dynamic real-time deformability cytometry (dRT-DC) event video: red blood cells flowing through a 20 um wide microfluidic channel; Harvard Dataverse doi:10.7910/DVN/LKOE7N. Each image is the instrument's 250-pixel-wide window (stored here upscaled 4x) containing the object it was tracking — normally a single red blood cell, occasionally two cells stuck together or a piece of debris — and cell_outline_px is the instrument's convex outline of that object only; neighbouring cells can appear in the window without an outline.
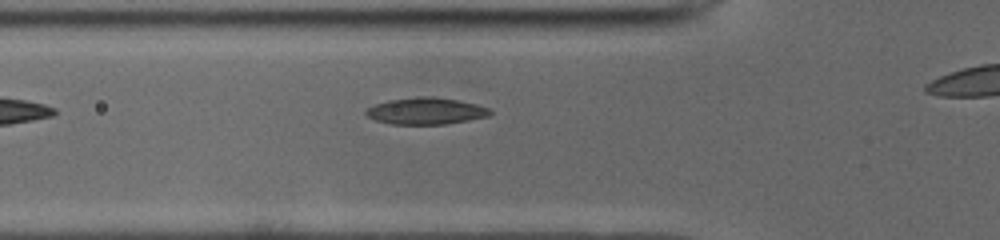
{"species": "common noctule bat (a hibernating species)", "species_latin": "Nyctalus noctula", "temperature_condition": "cold", "stored_images_in_passage": 26, "camera_frame_rate_fps": 3000, "um_per_image_px": 0.085, "animal": {"sex": "male", "body_mass_g": 19.0, "forearm_length_mm": 50.8}, "frame": {"image": 1, "passage_image": 2, "time_ms": 0.333, "image_size_px": [1000, 240], "cell_outline_px": [[492, 112], [488, 116], [468, 120], [444, 124], [392, 124], [376, 120], [368, 116], [364, 112], [368, 108], [376, 104], [388, 100], [420, 96], [432, 96], [456, 100], [476, 104], [488, 108]], "centroid_in_image_um": [36.19, 9.43], "position_along_channel_um": 89.6, "area_um2": 19.07}}
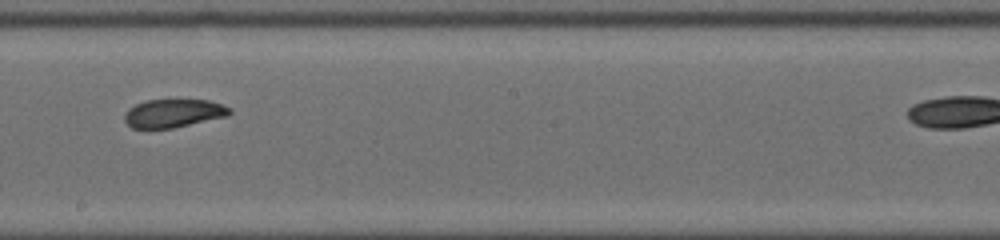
{"frame": {"image": 2, "passage_image": 13, "time_ms": 4.0, "image_size_px": [1000, 240], "cell_outline_px": [[232, 112], [228, 116], [172, 128], [132, 128], [124, 120], [124, 112], [128, 108], [136, 104], [148, 100], [208, 100], [232, 108]], "centroid_in_image_um": [14.74, 9.62], "position_along_channel_um": 233.5, "area_um2": 17.28}}
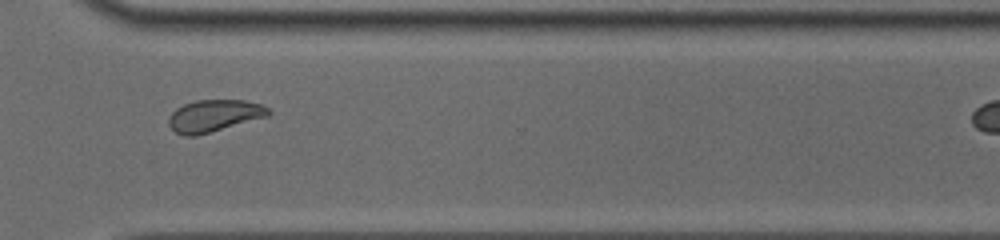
{"frame": {"image": 3, "passage_image": 22, "time_ms": 7.0, "image_size_px": [1000, 240], "cell_outline_px": [[272, 112], [268, 116], [196, 136], [184, 136], [176, 132], [168, 124], [168, 116], [176, 108], [184, 104], [196, 100], [244, 100], [260, 104], [268, 108]], "centroid_in_image_um": [18.18, 9.83], "position_along_channel_um": 352.4, "area_um2": 18.55}}